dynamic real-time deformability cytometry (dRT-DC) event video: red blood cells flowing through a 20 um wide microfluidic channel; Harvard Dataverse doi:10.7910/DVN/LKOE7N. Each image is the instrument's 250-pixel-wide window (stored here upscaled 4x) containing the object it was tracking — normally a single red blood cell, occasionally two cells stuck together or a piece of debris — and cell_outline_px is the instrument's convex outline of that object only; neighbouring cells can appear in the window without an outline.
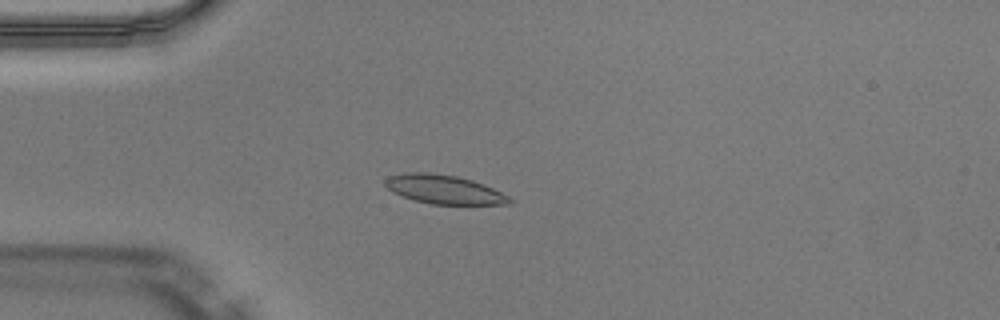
{"species": "Egyptian fruit bat (a non-hibernating species)", "species_latin": "Rousettus aegyptiacus", "temperature_condition": "warm", "stored_images_in_passage": 50, "camera_frame_rate_fps": 3000, "um_per_image_px": 0.085, "animal": {"sex": "male"}, "frame": {"image": 1, "passage_image": 13, "time_ms": 4.0, "image_size_px": [1000, 320], "cell_outline_px": [[516, 200], [512, 204], [432, 204], [416, 200], [392, 192], [384, 184], [384, 180], [388, 176], [404, 172], [432, 172], [456, 176], [472, 180], [484, 184]], "centroid_in_image_um": [37.75, 16.09], "position_along_channel_um": 47.3, "area_um2": 20.98}}
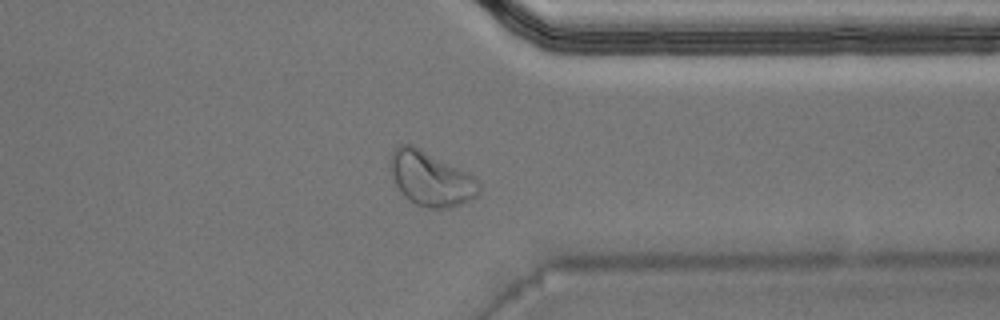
{"frame": {"image": 2, "passage_image": 39, "time_ms": 12.667, "image_size_px": [1000, 320], "cell_outline_px": [[480, 188], [476, 196], [472, 200], [452, 208], [428, 208], [416, 204], [408, 200], [400, 192], [392, 176], [392, 152], [400, 144], [412, 144], [468, 172], [480, 184]], "centroid_in_image_um": [36.64, 15.21], "position_along_channel_um": 374.8, "area_um2": 27.92}}
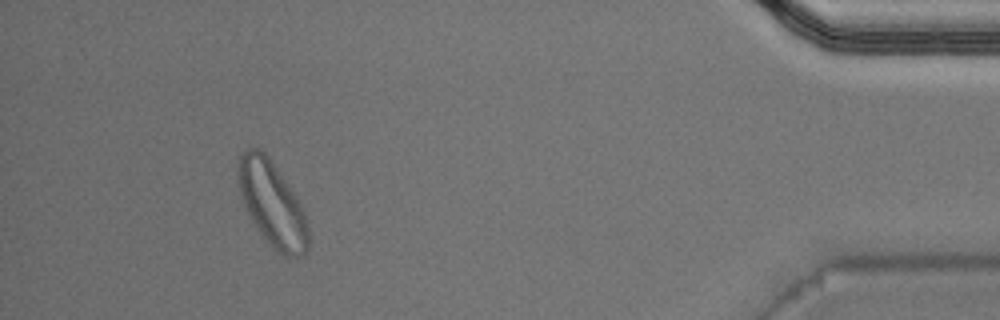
{"frame": {"image": 3, "passage_image": 46, "time_ms": 15.0, "image_size_px": [1000, 320], "cell_outline_px": [[308, 252], [304, 256], [284, 256], [264, 236], [252, 220], [244, 204], [236, 180], [236, 172], [240, 156], [248, 148], [256, 148], [264, 152], [268, 156], [288, 184], [296, 196], [304, 212], [308, 228]], "centroid_in_image_um": [23.13, 17.3], "position_along_channel_um": 412.1, "area_um2": 34.1}, "authors_computed_cell_mechanics": {"area_um2": 20.8369, "velocity_mm_per_s": 3.9933, "shape_relaxation_time_tau1_ms": 3.0241, "shape_relaxation_time_tau2_ms": 1.6039, "deformation_change_tau1": 0.1351, "deformation_change_tau2": 0.0718}}